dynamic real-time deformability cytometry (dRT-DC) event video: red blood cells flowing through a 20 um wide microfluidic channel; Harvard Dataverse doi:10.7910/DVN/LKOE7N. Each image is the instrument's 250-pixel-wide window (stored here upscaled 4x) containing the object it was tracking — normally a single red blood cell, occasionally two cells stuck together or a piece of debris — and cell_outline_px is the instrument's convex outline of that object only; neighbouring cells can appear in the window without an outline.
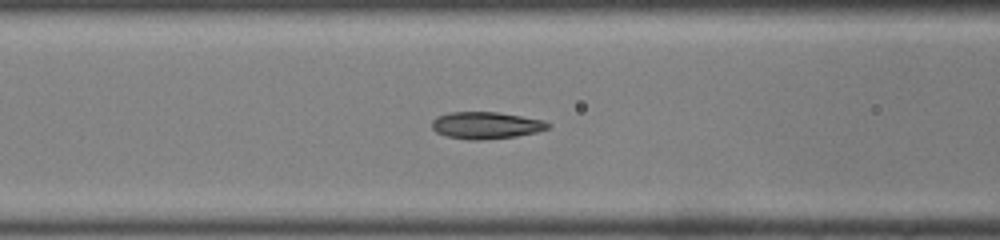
{"species": "common noctule bat (a hibernating species)", "species_latin": "Nyctalus noctula", "temperature_condition": "room temperature", "stored_images_in_passage": 39, "camera_frame_rate_fps": 3000, "um_per_image_px": 0.085, "animal": {"sex": "male", "body_mass_g": 19.0, "forearm_length_mm": 50.8}, "frame": {"image": 1, "passage_image": 10, "time_ms": 3.0, "image_size_px": [1000, 240], "cell_outline_px": [[552, 124], [548, 128], [536, 132], [516, 136], [480, 140], [468, 140], [444, 136], [436, 132], [432, 128], [432, 120], [436, 116], [448, 112], [496, 112], [544, 120]], "centroid_in_image_um": [41.27, 10.65], "position_along_channel_um": 125.3, "area_um2": 18.32}}
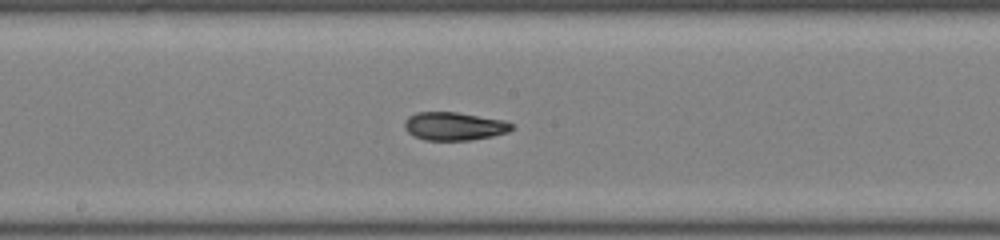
{"frame": {"image": 2, "passage_image": 16, "time_ms": 5.0, "image_size_px": [1000, 240], "cell_outline_px": [[512, 128], [508, 132], [492, 136], [468, 140], [424, 140], [412, 136], [404, 128], [404, 124], [408, 116], [416, 112], [456, 112], [504, 120], [512, 124]], "centroid_in_image_um": [38.56, 10.73], "position_along_channel_um": 209.6, "area_um2": 17.57}}
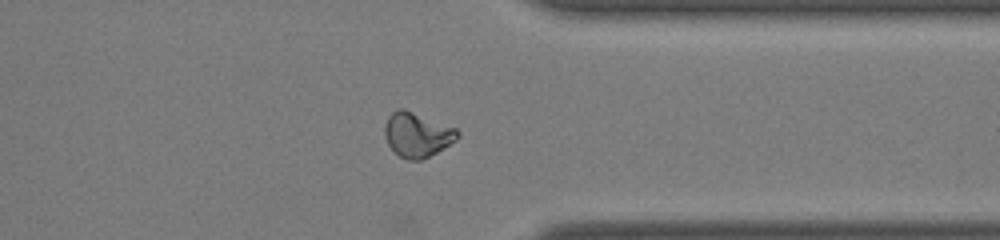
{"frame": {"image": 3, "passage_image": 28, "time_ms": 9.0, "image_size_px": [1000, 240], "cell_outline_px": [[460, 136], [456, 140], [436, 152], [420, 160], [408, 160], [400, 156], [388, 144], [384, 132], [384, 128], [388, 116], [392, 112], [400, 108], [404, 108], [456, 128], [460, 132]], "centroid_in_image_um": [35.46, 11.43], "position_along_channel_um": 375.9, "area_um2": 18.73}, "authors_computed_cell_mechanics": {"area_um2": 17.8024, "velocity_mm_per_s": 4.224, "shape_relaxation_time_tau1_ms": 5.2064, "shape_relaxation_time_tau2_ms": 1.3593, "deformation_change_tau1": 0.1711, "deformation_change_tau2": 0.0561}}